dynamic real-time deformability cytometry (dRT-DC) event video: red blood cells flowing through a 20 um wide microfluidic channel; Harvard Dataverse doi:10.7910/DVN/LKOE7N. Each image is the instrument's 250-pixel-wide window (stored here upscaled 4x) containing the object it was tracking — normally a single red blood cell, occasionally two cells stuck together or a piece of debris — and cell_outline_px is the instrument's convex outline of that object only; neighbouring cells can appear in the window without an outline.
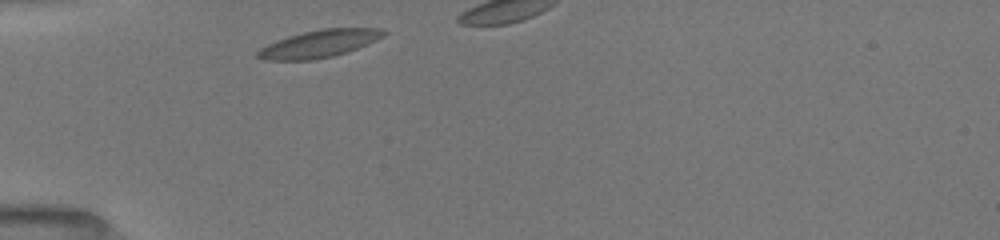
{"species": "common noctule bat (a hibernating species)", "species_latin": "Nyctalus noctula", "temperature_condition": "room temperature", "stored_images_in_passage": 2, "camera_frame_rate_fps": 3000, "um_per_image_px": 0.085, "animal": {"sex": "female", "body_mass_g": 19.5, "forearm_length_mm": 54.1}, "frame": {"image": 1, "passage_image": 1, "time_ms": 0.0, "image_size_px": [1000, 240], "cell_outline_px": [[388, 32], [384, 36], [368, 44], [348, 52], [332, 56], [312, 60], [264, 60], [256, 56], [256, 52], [260, 48], [268, 44], [288, 36], [320, 28], [384, 28]], "centroid_in_image_um": [27.17, 3.71], "position_along_channel_um": 57.8, "area_um2": 20.23}}